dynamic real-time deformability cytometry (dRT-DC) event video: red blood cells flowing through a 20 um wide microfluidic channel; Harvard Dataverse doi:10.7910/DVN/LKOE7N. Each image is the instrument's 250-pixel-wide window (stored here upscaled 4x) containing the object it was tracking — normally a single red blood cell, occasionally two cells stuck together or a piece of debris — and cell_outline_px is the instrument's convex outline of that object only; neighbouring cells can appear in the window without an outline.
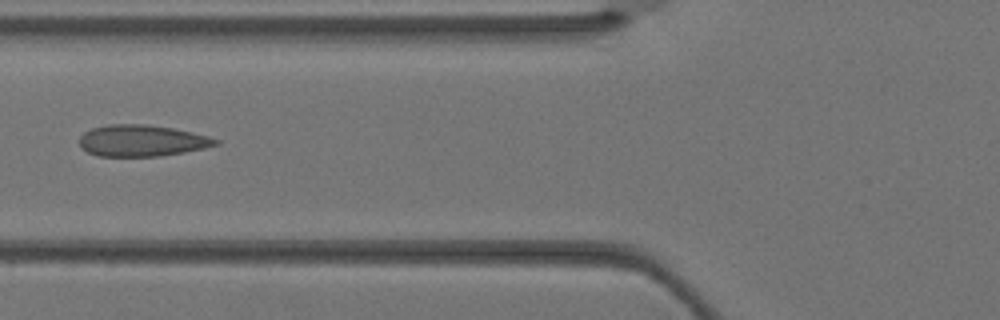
{"species": "Egyptian fruit bat (a non-hibernating species)", "species_latin": "Rousettus aegyptiacus", "temperature_condition": "warm", "stored_images_in_passage": 4, "camera_frame_rate_fps": 3000, "um_per_image_px": 0.085, "animal": {"sex": "female"}, "frame": {"image": 1, "passage_image": 4, "time_ms": 1.0, "image_size_px": [1000, 320], "cell_outline_px": [[220, 144], [204, 148], [184, 152], [160, 156], [100, 156], [88, 152], [80, 148], [80, 136], [84, 132], [92, 128], [108, 124], [144, 124], [172, 128], [192, 132], [208, 136], [220, 140]], "centroid_in_image_um": [12.06, 11.95], "position_along_channel_um": 113.7, "area_um2": 24.97}}